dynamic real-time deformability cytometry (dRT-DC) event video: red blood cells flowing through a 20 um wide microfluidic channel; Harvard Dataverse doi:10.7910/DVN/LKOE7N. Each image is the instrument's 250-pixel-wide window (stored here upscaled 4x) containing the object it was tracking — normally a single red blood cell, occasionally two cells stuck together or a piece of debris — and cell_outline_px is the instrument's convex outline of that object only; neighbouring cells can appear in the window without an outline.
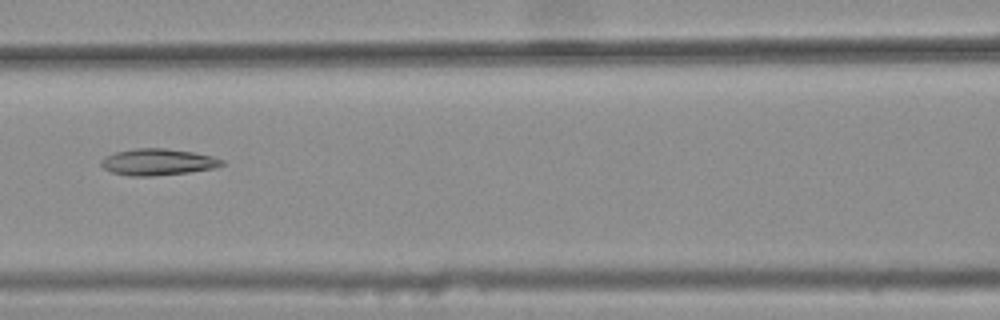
{"species": "common noctule bat (a hibernating species)", "species_latin": "Nyctalus noctula", "temperature_condition": "warm", "stored_images_in_passage": 4, "camera_frame_rate_fps": 3000, "um_per_image_px": 0.085, "animal": {"sex": "female", "body_mass_g": 25.1}, "frame": {"image": 1, "passage_image": 4, "time_ms": 1.0, "image_size_px": [1000, 320], "cell_outline_px": [[224, 164], [216, 168], [188, 172], [152, 176], [128, 176], [112, 172], [104, 168], [100, 164], [100, 160], [104, 156], [116, 152], [136, 148], [164, 148], [192, 152], [212, 156], [224, 160]], "centroid_in_image_um": [13.4, 13.77], "position_along_channel_um": 153.2, "area_um2": 18.67}}